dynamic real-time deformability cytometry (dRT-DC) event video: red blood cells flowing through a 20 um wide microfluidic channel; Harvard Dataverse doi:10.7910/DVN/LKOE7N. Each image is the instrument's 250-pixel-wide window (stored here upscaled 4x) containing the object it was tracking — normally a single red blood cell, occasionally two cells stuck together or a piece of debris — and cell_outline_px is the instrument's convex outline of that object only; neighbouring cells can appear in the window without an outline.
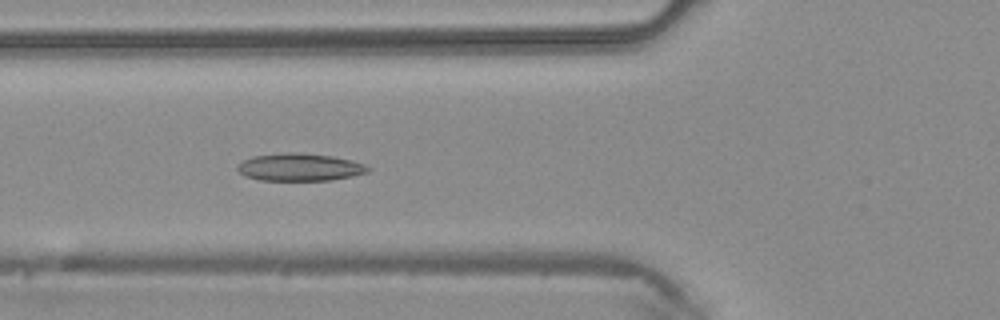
{"species": "common noctule bat (a hibernating species)", "species_latin": "Nyctalus noctula", "temperature_condition": "warm", "stored_images_in_passage": 40, "camera_frame_rate_fps": 3000, "um_per_image_px": 0.085, "animal": {"sex": "male", "body_mass_g": 20.4}, "frame": {"image": 1, "passage_image": 11, "time_ms": 3.333, "image_size_px": [1000, 320], "cell_outline_px": [[372, 168], [368, 172], [352, 176], [332, 180], [260, 180], [244, 176], [236, 168], [236, 164], [252, 156], [288, 152], [300, 152], [332, 156], [352, 160], [364, 164]], "centroid_in_image_um": [25.47, 14.2], "position_along_channel_um": 100.3, "area_um2": 21.1}}
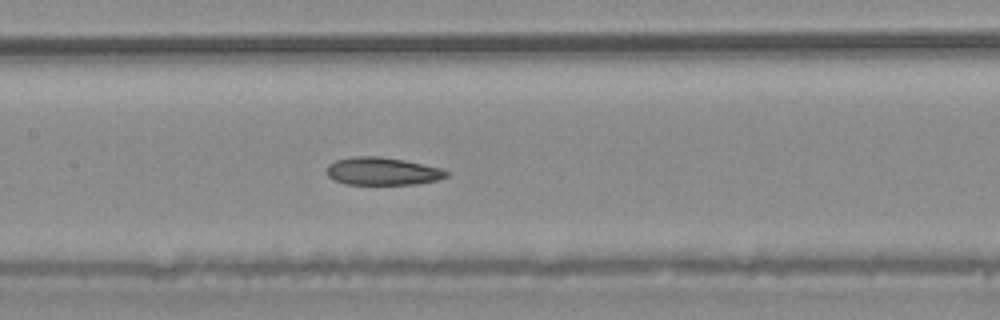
{"frame": {"image": 2, "passage_image": 16, "time_ms": 5.0, "image_size_px": [1000, 320], "cell_outline_px": [[448, 176], [436, 180], [416, 184], [344, 184], [328, 176], [328, 164], [336, 160], [352, 156], [380, 156], [404, 160], [440, 168], [448, 172]], "centroid_in_image_um": [32.49, 14.55], "position_along_channel_um": 174.9, "area_um2": 19.19}}
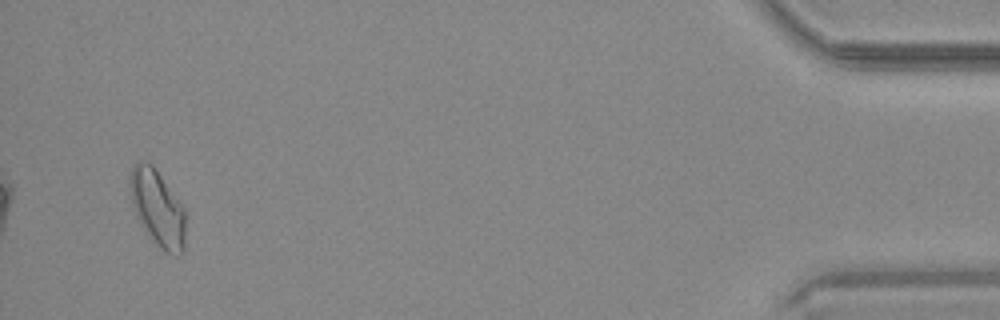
{"frame": {"image": 3, "passage_image": 38, "time_ms": 12.333, "image_size_px": [1000, 320], "cell_outline_px": [[184, 252], [176, 256], [164, 252], [156, 244], [144, 228], [136, 216], [132, 208], [128, 184], [128, 176], [132, 164], [136, 160], [144, 160], [152, 164], [184, 208]], "centroid_in_image_um": [13.33, 17.64], "position_along_channel_um": 421.9, "area_um2": 24.91}}